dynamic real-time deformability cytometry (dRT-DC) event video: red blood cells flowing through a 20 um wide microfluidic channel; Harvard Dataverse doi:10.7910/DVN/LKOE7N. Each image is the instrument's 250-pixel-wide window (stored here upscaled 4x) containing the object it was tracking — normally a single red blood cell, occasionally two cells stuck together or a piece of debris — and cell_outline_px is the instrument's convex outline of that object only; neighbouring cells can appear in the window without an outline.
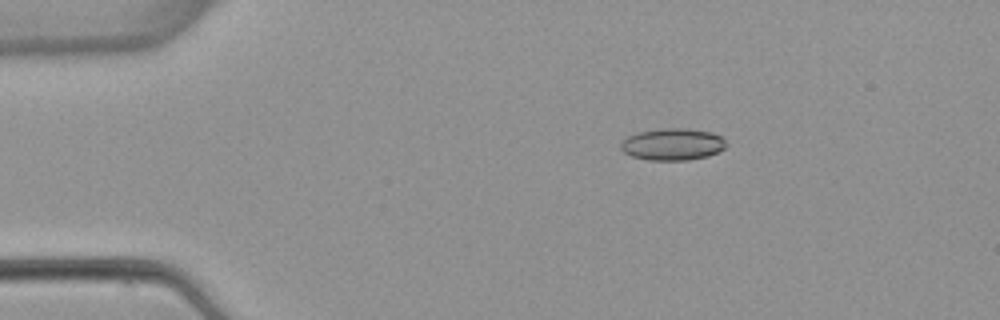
{"species": "common noctule bat (a hibernating species)", "species_latin": "Nyctalus noctula", "temperature_condition": "warm", "stored_images_in_passage": 6, "camera_frame_rate_fps": 3000, "um_per_image_px": 0.085, "animal": {"sex": "female", "body_mass_g": 22.7, "forearm_length_mm": 54.2}, "frame": {"image": 1, "passage_image": 3, "time_ms": 2.333, "image_size_px": [1000, 320], "cell_outline_px": [[724, 148], [708, 156], [688, 160], [648, 160], [632, 156], [624, 152], [620, 148], [620, 144], [628, 136], [636, 132], [660, 128], [688, 128], [712, 132], [720, 136], [724, 140]], "centroid_in_image_um": [57.14, 12.25], "position_along_channel_um": 27.9, "area_um2": 19.59}}
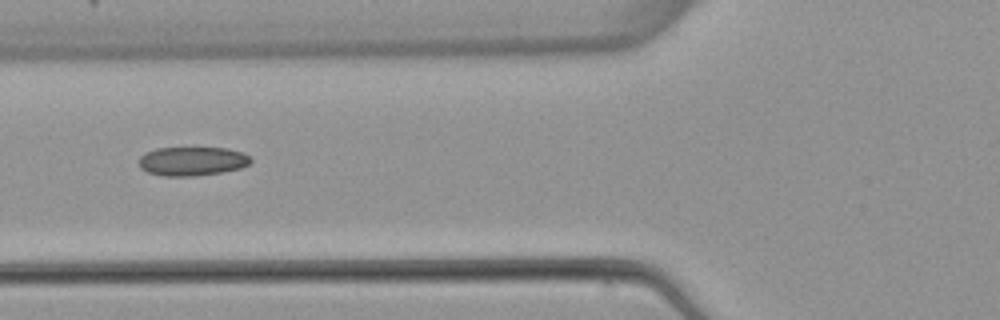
{"frame": {"image": 2, "passage_image": 6, "time_ms": 6.0, "image_size_px": [1000, 320], "cell_outline_px": [[252, 160], [248, 164], [240, 168], [220, 172], [196, 176], [164, 176], [148, 172], [140, 168], [140, 156], [144, 152], [156, 148], [228, 148], [244, 152]], "centroid_in_image_um": [16.33, 13.69], "position_along_channel_um": 109.5, "area_um2": 18.84}}